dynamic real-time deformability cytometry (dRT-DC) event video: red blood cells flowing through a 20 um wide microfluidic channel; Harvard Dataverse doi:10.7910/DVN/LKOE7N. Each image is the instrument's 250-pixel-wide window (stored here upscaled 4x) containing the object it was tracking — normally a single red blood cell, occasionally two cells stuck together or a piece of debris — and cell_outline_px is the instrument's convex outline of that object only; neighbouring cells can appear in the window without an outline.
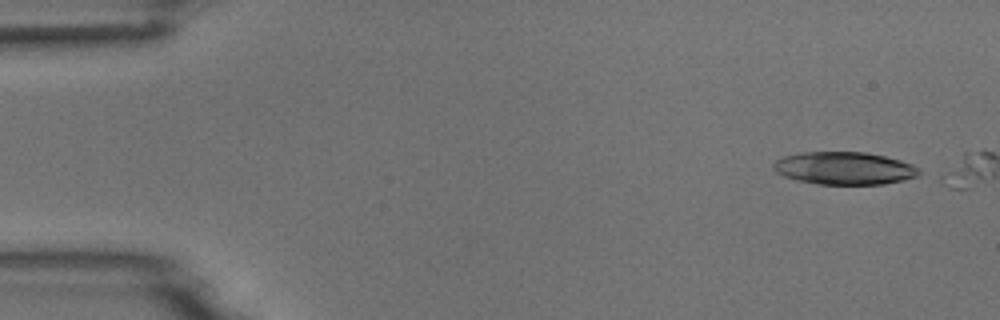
{"species": "common noctule bat (a hibernating species)", "species_latin": "Nyctalus noctula", "temperature_condition": "room temperature", "stored_images_in_passage": 2, "camera_frame_rate_fps": 3000, "um_per_image_px": 0.085, "animal": {"sex": "male", "body_mass_g": 18.8}, "frame": {"image": 1, "passage_image": 1, "time_ms": 0.0, "image_size_px": [1000, 320], "cell_outline_px": [[920, 176], [884, 184], [816, 184], [796, 180], [784, 176], [776, 172], [772, 168], [772, 164], [776, 160], [784, 156], [800, 152], [868, 152], [900, 160], [912, 164], [920, 168]], "centroid_in_image_um": [71.77, 14.3], "position_along_channel_um": 13.2, "area_um2": 27.92}}